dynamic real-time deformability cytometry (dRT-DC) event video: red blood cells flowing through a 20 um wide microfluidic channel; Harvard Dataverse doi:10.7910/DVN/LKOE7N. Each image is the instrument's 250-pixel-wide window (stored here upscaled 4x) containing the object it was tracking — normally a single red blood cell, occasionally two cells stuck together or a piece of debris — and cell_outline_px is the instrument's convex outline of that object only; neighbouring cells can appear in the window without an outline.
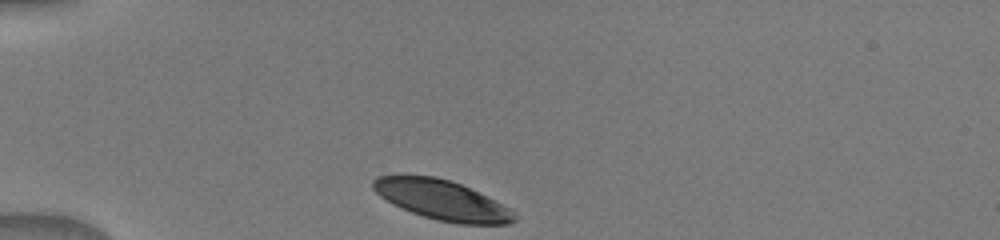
{"species": "human", "species_latin": "Homo sapiens", "temperature_condition": "warm", "stored_images_in_passage": 20, "camera_frame_rate_fps": 3000, "um_per_image_px": 0.085, "donor": {"sex": "male"}, "frame": {"image": 1, "passage_image": 1, "time_ms": 0.0, "image_size_px": [1000, 240], "cell_outline_px": [[516, 220], [508, 224], [456, 224], [436, 220], [412, 212], [392, 204], [380, 196], [372, 188], [372, 180], [376, 176], [400, 172], [436, 176], [452, 180], [508, 208], [516, 216]], "centroid_in_image_um": [37.44, 16.95], "position_along_channel_um": 47.6, "area_um2": 33.12}}
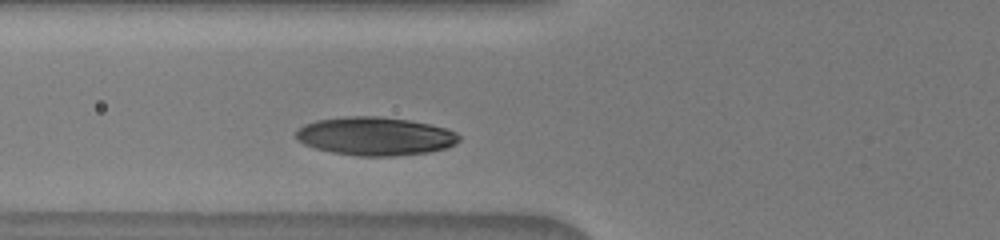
{"frame": {"image": 2, "passage_image": 7, "time_ms": 2.0, "image_size_px": [1000, 240], "cell_outline_px": [[460, 140], [456, 144], [448, 148], [428, 152], [396, 156], [356, 156], [332, 152], [316, 148], [304, 144], [296, 140], [296, 132], [304, 124], [316, 120], [348, 116], [380, 116], [408, 120], [428, 124], [444, 128], [456, 132], [460, 136]], "centroid_in_image_um": [31.9, 11.58], "position_along_channel_um": 93.9, "area_um2": 36.53}}
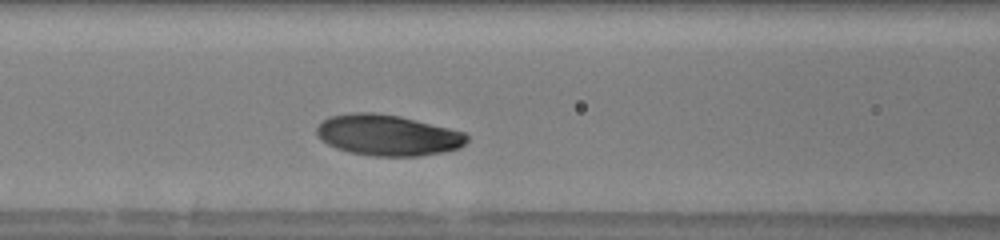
{"frame": {"image": 3, "passage_image": 10, "time_ms": 3.0, "image_size_px": [1000, 240], "cell_outline_px": [[468, 140], [460, 148], [444, 152], [420, 156], [372, 156], [348, 152], [336, 148], [320, 140], [316, 136], [316, 128], [328, 116], [352, 112], [376, 112], [400, 116], [464, 132], [468, 136]], "centroid_in_image_um": [32.92, 11.49], "position_along_channel_um": 133.7, "area_um2": 36.07}}